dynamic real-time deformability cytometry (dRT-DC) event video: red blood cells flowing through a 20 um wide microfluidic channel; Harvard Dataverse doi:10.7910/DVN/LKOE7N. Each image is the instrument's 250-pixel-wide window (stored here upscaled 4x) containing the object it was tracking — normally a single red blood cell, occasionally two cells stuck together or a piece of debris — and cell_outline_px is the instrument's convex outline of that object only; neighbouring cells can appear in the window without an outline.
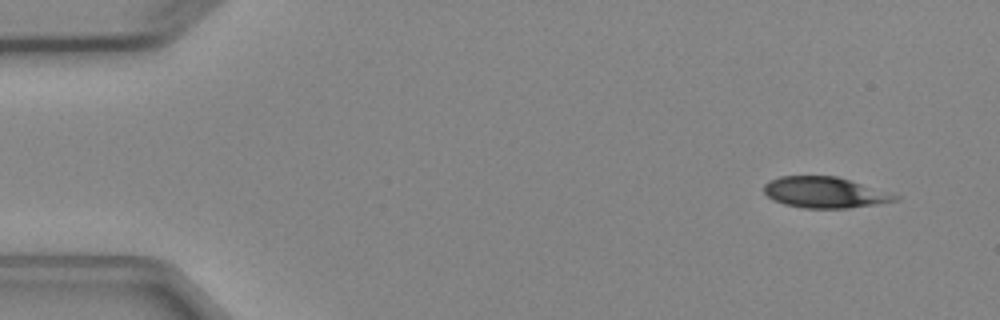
{"species": "Egyptian fruit bat (a non-hibernating species)", "species_latin": "Rousettus aegyptiacus", "temperature_condition": "cold", "stored_images_in_passage": 4, "camera_frame_rate_fps": 3000, "um_per_image_px": 0.085, "animal": {"sex": "female"}, "frame": {"image": 1, "passage_image": 1, "time_ms": 0.0, "image_size_px": [1000, 320], "cell_outline_px": [[900, 200], [880, 204], [848, 208], [804, 208], [784, 204], [772, 200], [764, 192], [764, 184], [768, 180], [780, 176], [836, 176], [900, 196]], "centroid_in_image_um": [70.08, 16.36], "position_along_channel_um": 14.9, "area_um2": 23.64}}
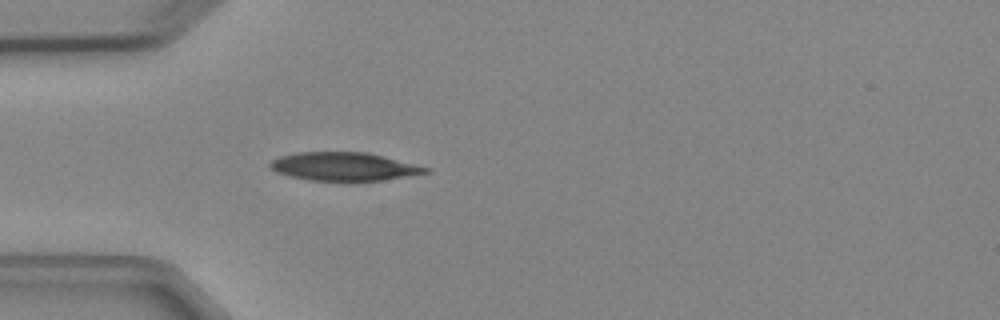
{"frame": {"image": 2, "passage_image": 4, "time_ms": 3.667, "image_size_px": [1000, 320], "cell_outline_px": [[432, 172], [384, 180], [308, 180], [276, 172], [268, 164], [272, 160], [280, 156], [296, 152], [368, 152], [432, 168]], "centroid_in_image_um": [29.29, 14.14], "position_along_channel_um": 55.7, "area_um2": 25.61}}